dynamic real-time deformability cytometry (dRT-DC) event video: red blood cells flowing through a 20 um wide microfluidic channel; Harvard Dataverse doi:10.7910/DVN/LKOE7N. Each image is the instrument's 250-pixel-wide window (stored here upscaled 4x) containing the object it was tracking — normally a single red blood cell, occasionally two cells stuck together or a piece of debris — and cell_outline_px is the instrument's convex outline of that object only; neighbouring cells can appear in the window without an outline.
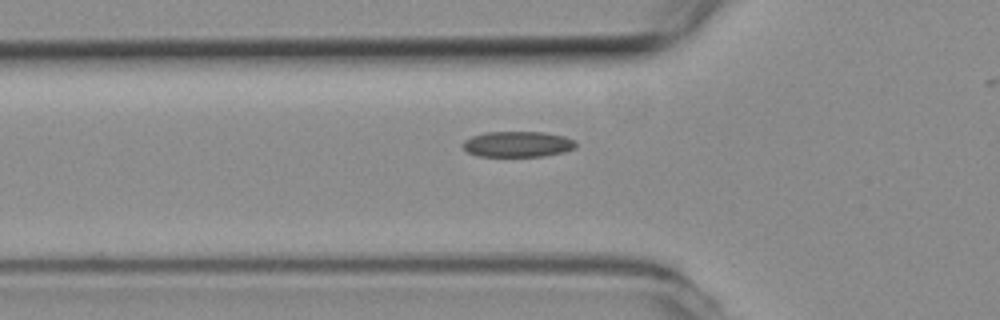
{"species": "common noctule bat (a hibernating species)", "species_latin": "Nyctalus noctula", "temperature_condition": "room temperature", "stored_images_in_passage": 33, "camera_frame_rate_fps": 3000, "um_per_image_px": 0.085, "animal": {"sex": "female", "body_mass_g": 19.3, "forearm_length_mm": 54.1}, "frame": {"image": 1, "passage_image": 3, "time_ms": 0.667, "image_size_px": [1000, 320], "cell_outline_px": [[576, 148], [564, 152], [544, 156], [476, 156], [468, 152], [460, 144], [464, 140], [472, 136], [484, 132], [544, 132], [564, 136], [576, 140]], "centroid_in_image_um": [44.0, 12.25], "position_along_channel_um": 81.8, "area_um2": 17.11}}
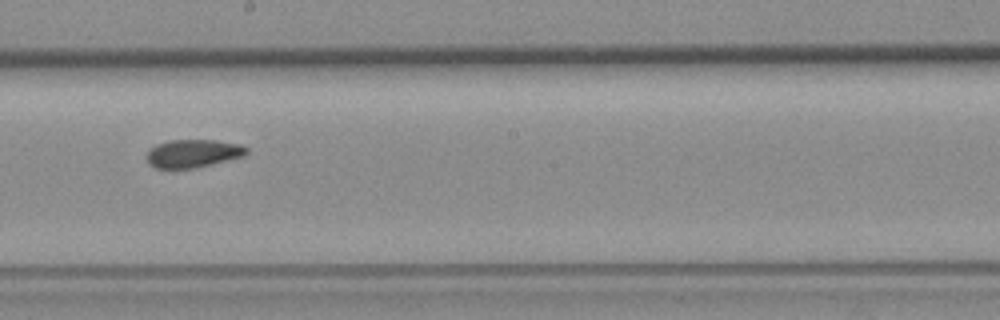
{"frame": {"image": 2, "passage_image": 15, "time_ms": 4.667, "image_size_px": [1000, 320], "cell_outline_px": [[248, 152], [244, 156], [196, 168], [156, 168], [148, 164], [148, 152], [156, 144], [172, 140], [216, 140], [240, 144], [248, 148]], "centroid_in_image_um": [16.44, 13.04], "position_along_channel_um": 231.8, "area_um2": 16.24}}
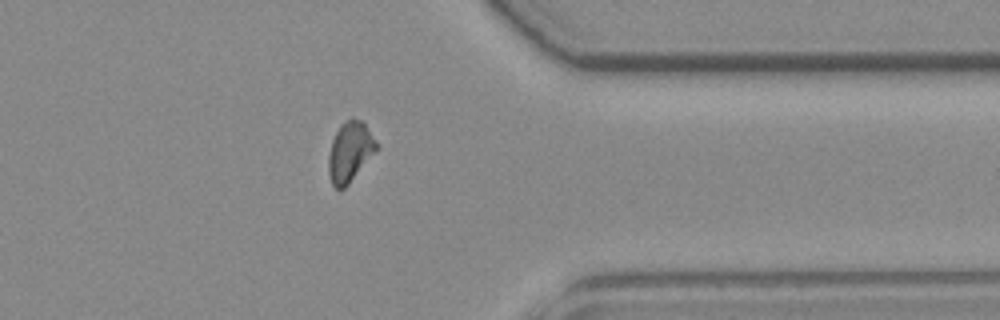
{"frame": {"image": 3, "passage_image": 28, "time_ms": 9.0, "image_size_px": [1000, 320], "cell_outline_px": [[376, 152], [348, 184], [340, 192], [332, 184], [328, 172], [328, 156], [332, 140], [340, 124], [352, 116], [360, 120], [364, 124], [376, 140]], "centroid_in_image_um": [29.72, 12.91], "position_along_channel_um": 381.7, "area_um2": 16.76}, "authors_computed_cell_mechanics": {"area_um2": 16.762, "velocity_mm_per_s": 3.7428, "shape_relaxation_time_tau1_ms": 11.1243, "shape_relaxation_time_tau2_ms": 3.0165, "deformation_change_tau1": 0.1907, "deformation_change_tau2": 0.0891}}